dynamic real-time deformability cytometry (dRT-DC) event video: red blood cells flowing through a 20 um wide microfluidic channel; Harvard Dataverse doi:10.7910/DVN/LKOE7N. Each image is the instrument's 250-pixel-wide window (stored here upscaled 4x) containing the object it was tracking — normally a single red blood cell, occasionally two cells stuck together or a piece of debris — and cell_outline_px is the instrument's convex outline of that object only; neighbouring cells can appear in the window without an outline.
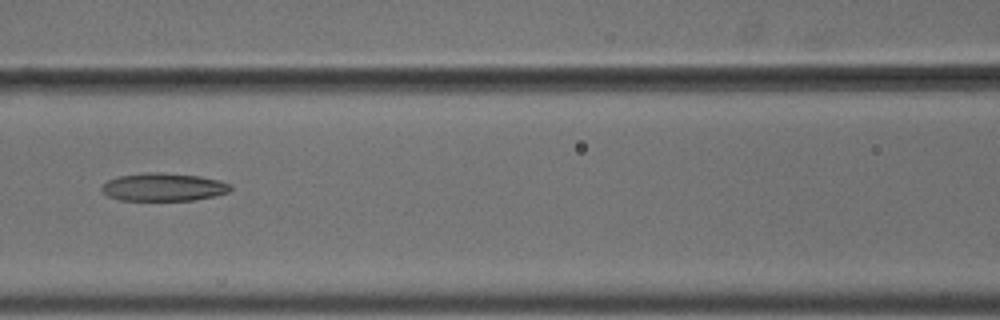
{"species": "common noctule bat (a hibernating species)", "species_latin": "Nyctalus noctula", "temperature_condition": "cold", "stored_images_in_passage": 10, "camera_frame_rate_fps": 3000, "um_per_image_px": 0.085, "animal": {"sex": "male", "body_mass_g": 18.8}, "frame": {"image": 1, "passage_image": 7, "time_ms": 2.0, "image_size_px": [1000, 320], "cell_outline_px": [[232, 188], [228, 192], [216, 196], [196, 200], [120, 200], [108, 196], [100, 188], [108, 180], [120, 176], [148, 172], [160, 172], [200, 176], [220, 180], [232, 184]], "centroid_in_image_um": [13.95, 15.9], "position_along_channel_um": 152.7, "area_um2": 21.04}}
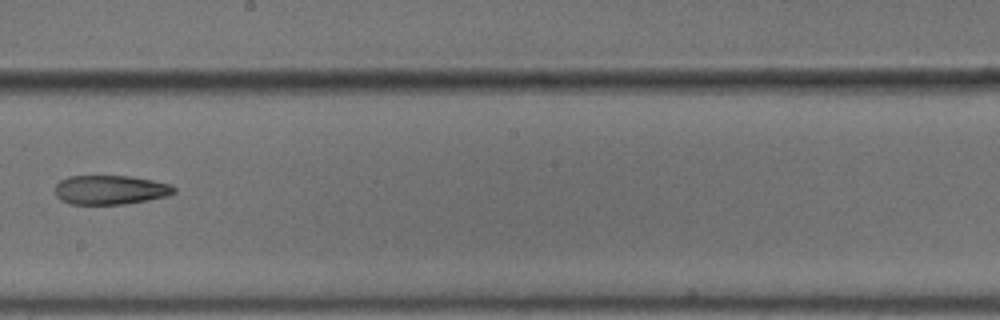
{"frame": {"image": 2, "passage_image": 9, "time_ms": 2.667, "image_size_px": [1000, 320], "cell_outline_px": [[176, 192], [164, 196], [148, 200], [124, 204], [72, 204], [60, 200], [56, 196], [56, 184], [60, 180], [68, 176], [128, 176], [152, 180], [172, 184], [176, 188]], "centroid_in_image_um": [9.37, 16.13], "position_along_channel_um": 238.8, "area_um2": 20.23}}
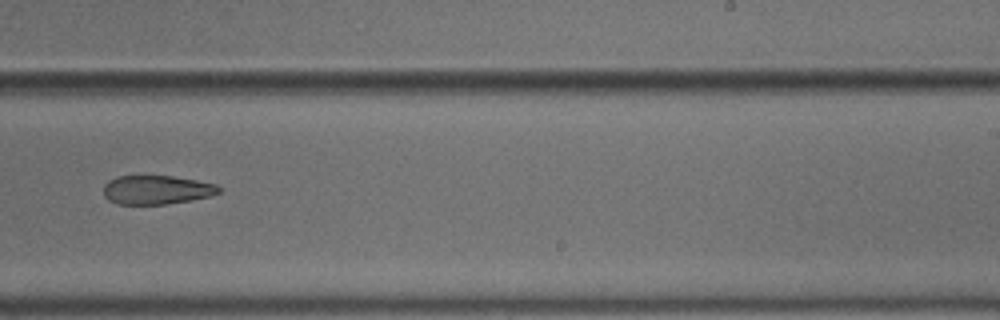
{"frame": {"image": 3, "passage_image": 10, "time_ms": 3.0, "image_size_px": [1000, 320], "cell_outline_px": [[220, 192], [212, 196], [164, 204], [116, 204], [108, 200], [104, 196], [104, 184], [108, 180], [116, 176], [172, 176], [196, 180], [216, 184], [220, 188]], "centroid_in_image_um": [13.28, 16.13], "position_along_channel_um": 275.7, "area_um2": 19.42}}